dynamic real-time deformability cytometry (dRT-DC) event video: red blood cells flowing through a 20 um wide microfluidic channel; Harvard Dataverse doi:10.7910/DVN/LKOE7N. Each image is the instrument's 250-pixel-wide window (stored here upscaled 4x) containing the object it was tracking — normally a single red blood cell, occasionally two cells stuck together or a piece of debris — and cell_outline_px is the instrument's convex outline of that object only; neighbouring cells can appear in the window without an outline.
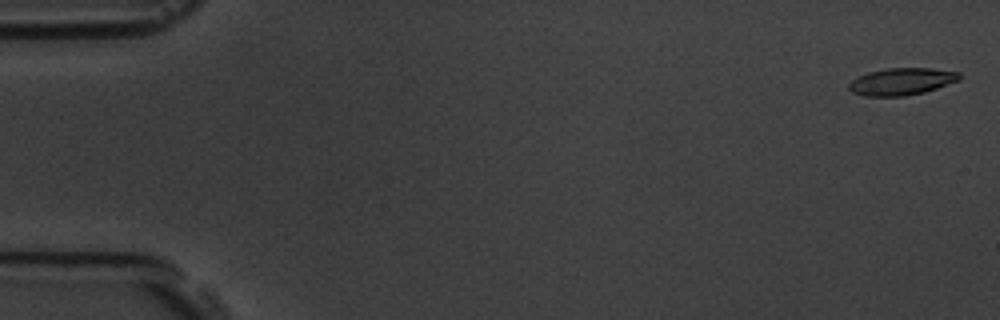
{"species": "common noctule bat (a hibernating species)", "species_latin": "Nyctalus noctula", "temperature_condition": "room temperature", "stored_images_in_passage": 6, "camera_frame_rate_fps": 3000, "um_per_image_px": 0.085, "animal": {"sex": "male", "body_mass_g": 19.5, "forearm_length_mm": 54.6}, "frame": {"image": 1, "passage_image": 1, "time_ms": 0.0, "image_size_px": [1000, 320], "cell_outline_px": [[960, 80], [924, 92], [904, 96], [864, 96], [852, 92], [848, 88], [848, 84], [856, 76], [868, 72], [888, 68], [932, 68], [960, 72]], "centroid_in_image_um": [76.62, 6.92], "position_along_channel_um": 8.4, "area_um2": 17.51}}
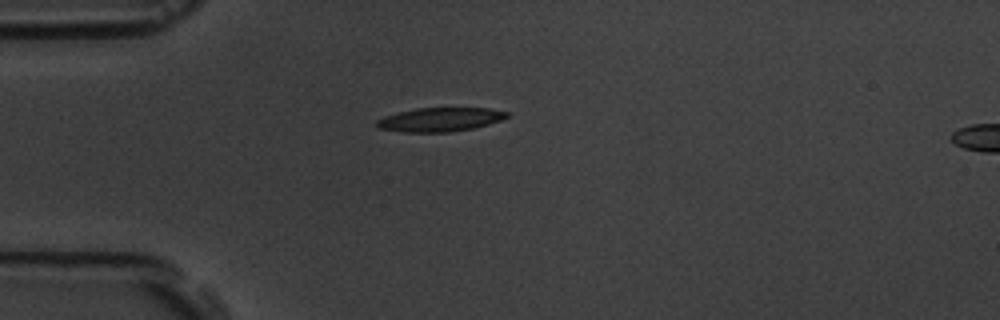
{"frame": {"image": 2, "passage_image": 5, "time_ms": 4.667, "image_size_px": [1000, 320], "cell_outline_px": [[508, 116], [500, 120], [488, 124], [472, 128], [448, 132], [404, 132], [380, 128], [376, 124], [376, 120], [384, 116], [416, 108], [488, 108], [508, 112]], "centroid_in_image_um": [37.39, 10.16], "position_along_channel_um": 47.6, "area_um2": 17.86}}